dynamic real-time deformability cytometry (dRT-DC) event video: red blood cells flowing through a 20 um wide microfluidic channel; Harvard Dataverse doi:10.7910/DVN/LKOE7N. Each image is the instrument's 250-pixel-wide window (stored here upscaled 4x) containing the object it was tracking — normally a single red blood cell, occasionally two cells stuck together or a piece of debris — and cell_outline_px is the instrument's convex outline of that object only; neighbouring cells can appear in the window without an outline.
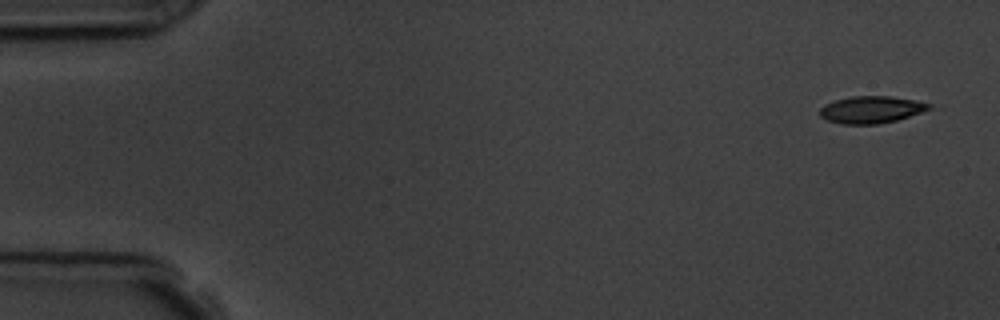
{"species": "common noctule bat (a hibernating species)", "species_latin": "Nyctalus noctula", "temperature_condition": "room temperature", "stored_images_in_passage": 4, "camera_frame_rate_fps": 3000, "um_per_image_px": 0.085, "animal": {"sex": "male", "body_mass_g": 19.5, "forearm_length_mm": 54.6}, "frame": {"image": 1, "passage_image": 1, "time_ms": 0.0, "image_size_px": [1000, 320], "cell_outline_px": [[932, 108], [896, 120], [876, 124], [840, 124], [828, 120], [820, 116], [820, 108], [824, 104], [836, 100], [852, 96], [888, 96], [912, 100], [932, 104]], "centroid_in_image_um": [74.02, 9.32], "position_along_channel_um": 11.0, "area_um2": 16.99}}
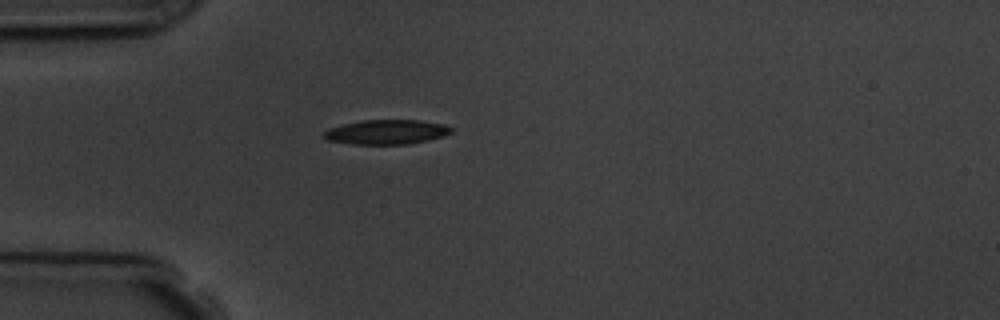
{"frame": {"image": 2, "passage_image": 4, "time_ms": 4.333, "image_size_px": [1000, 320], "cell_outline_px": [[452, 132], [444, 136], [428, 140], [408, 144], [352, 144], [328, 140], [324, 136], [324, 132], [328, 128], [360, 120], [420, 120], [444, 124], [452, 128]], "centroid_in_image_um": [32.87, 11.21], "position_along_channel_um": 52.1, "area_um2": 18.21}}